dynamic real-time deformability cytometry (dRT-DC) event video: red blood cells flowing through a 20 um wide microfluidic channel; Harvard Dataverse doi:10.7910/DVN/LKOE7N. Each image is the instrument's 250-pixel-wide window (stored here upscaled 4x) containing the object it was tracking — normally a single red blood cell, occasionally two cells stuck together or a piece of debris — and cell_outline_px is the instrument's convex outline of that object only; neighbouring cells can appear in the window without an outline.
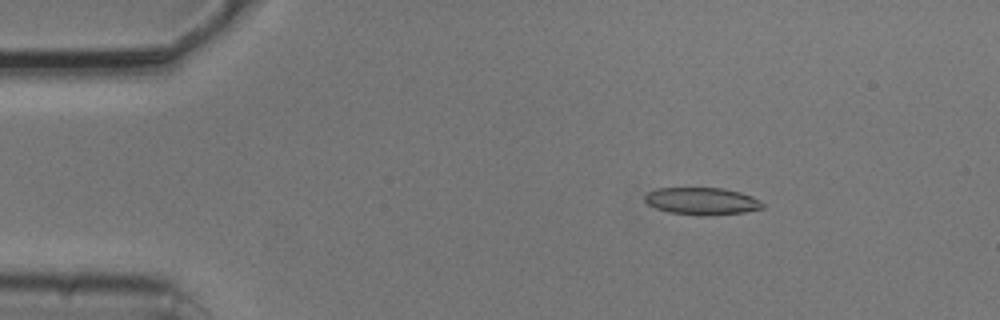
{"species": "common noctule bat (a hibernating species)", "species_latin": "Nyctalus noctula", "temperature_condition": "cold", "stored_images_in_passage": 28, "camera_frame_rate_fps": 3000, "um_per_image_px": 0.085, "animal": {"sex": "male", "body_mass_g": 20.5, "forearm_length_mm": 52.5}, "frame": {"image": 1, "passage_image": 8, "time_ms": 2.333, "image_size_px": [1000, 320], "cell_outline_px": [[764, 208], [744, 212], [708, 216], [700, 216], [668, 212], [656, 208], [648, 204], [644, 200], [644, 196], [648, 192], [656, 188], [724, 188], [740, 192], [752, 196], [760, 200], [764, 204]], "centroid_in_image_um": [59.67, 17.1], "position_along_channel_um": 25.3, "area_um2": 18.9}}
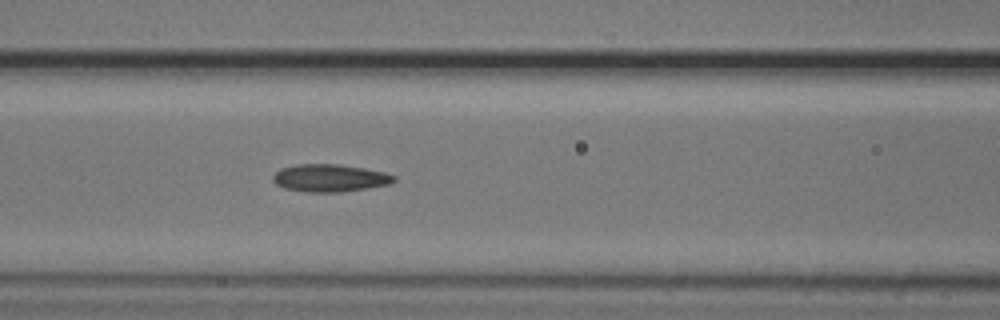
{"frame": {"image": 2, "passage_image": 22, "time_ms": 7.0, "image_size_px": [1000, 320], "cell_outline_px": [[396, 180], [388, 184], [368, 188], [340, 192], [308, 192], [284, 188], [276, 184], [272, 180], [272, 176], [280, 168], [296, 164], [340, 164], [364, 168], [384, 172], [396, 176]], "centroid_in_image_um": [28.02, 15.12], "position_along_channel_um": 138.6, "area_um2": 19.48}}
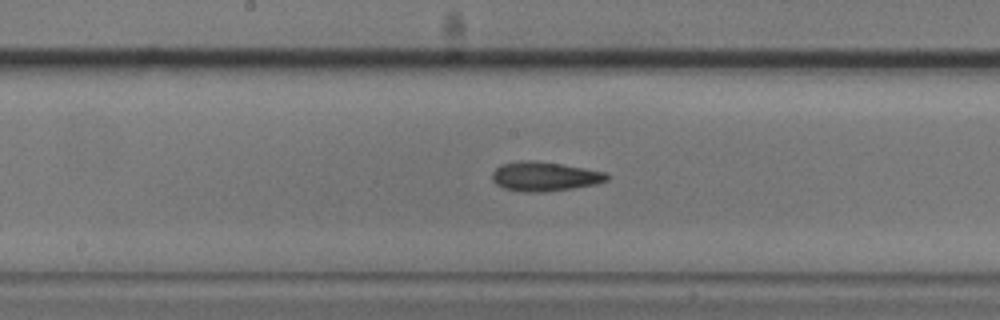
{"frame": {"image": 3, "passage_image": 27, "time_ms": 8.667, "image_size_px": [1000, 320], "cell_outline_px": [[608, 180], [596, 184], [572, 188], [544, 192], [524, 192], [504, 188], [496, 184], [492, 180], [492, 172], [500, 164], [520, 160], [528, 160], [560, 164], [584, 168], [604, 172], [608, 176]], "centroid_in_image_um": [46.25, 15.0], "position_along_channel_um": 202.0, "area_um2": 19.48}}